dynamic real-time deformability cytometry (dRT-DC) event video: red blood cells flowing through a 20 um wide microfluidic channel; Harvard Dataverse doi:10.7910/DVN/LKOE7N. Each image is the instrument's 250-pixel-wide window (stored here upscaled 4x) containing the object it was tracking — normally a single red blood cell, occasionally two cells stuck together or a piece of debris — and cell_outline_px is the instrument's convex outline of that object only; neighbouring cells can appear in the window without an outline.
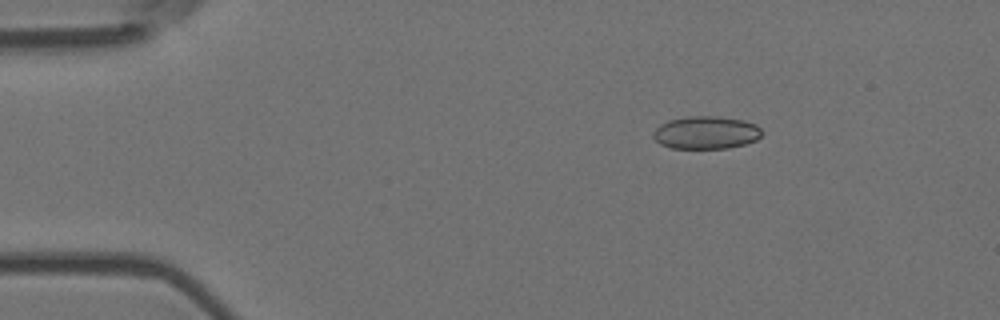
{"species": "Egyptian fruit bat (a non-hibernating species)", "species_latin": "Rousettus aegyptiacus", "temperature_condition": "room temperature", "stored_images_in_passage": 4, "camera_frame_rate_fps": 3000, "um_per_image_px": 0.085, "animal": {"sex": "female"}, "frame": {"image": 1, "passage_image": 2, "time_ms": 0.333, "image_size_px": [1000, 320], "cell_outline_px": [[764, 132], [756, 140], [744, 144], [728, 148], [672, 148], [660, 144], [652, 136], [652, 132], [660, 124], [668, 120], [688, 116], [716, 116], [744, 120], [756, 124]], "centroid_in_image_um": [60.01, 11.26], "position_along_channel_um": 25.0, "area_um2": 20.87}}